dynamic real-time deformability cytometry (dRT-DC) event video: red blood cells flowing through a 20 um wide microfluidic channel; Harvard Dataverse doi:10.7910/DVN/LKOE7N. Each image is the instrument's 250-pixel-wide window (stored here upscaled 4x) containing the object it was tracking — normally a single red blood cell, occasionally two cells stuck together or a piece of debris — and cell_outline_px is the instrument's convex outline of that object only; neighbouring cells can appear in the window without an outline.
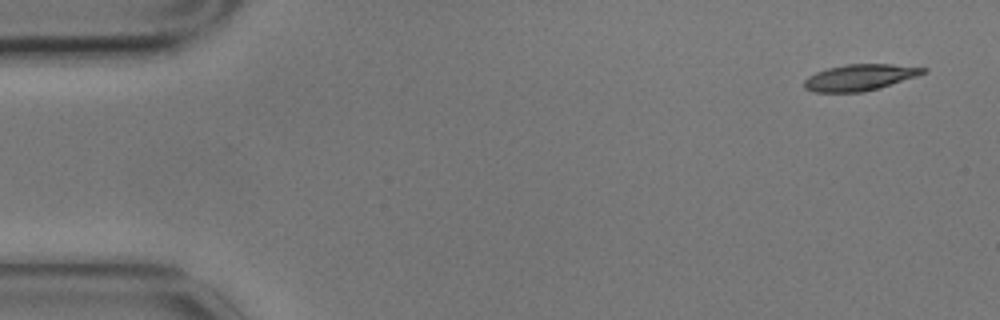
{"species": "common noctule bat (a hibernating species)", "species_latin": "Nyctalus noctula", "temperature_condition": "cold", "stored_images_in_passage": 3, "camera_frame_rate_fps": 3000, "um_per_image_px": 0.085, "animal": {"sex": "male", "body_mass_g": 17.9}, "frame": {"image": 1, "passage_image": 1, "time_ms": 0.0, "image_size_px": [1000, 320], "cell_outline_px": [[928, 72], [880, 88], [864, 92], [812, 92], [804, 88], [804, 80], [808, 76], [816, 72], [828, 68], [848, 64], [892, 64], [928, 68]], "centroid_in_image_um": [73.08, 6.58], "position_along_channel_um": 11.9, "area_um2": 18.26}}